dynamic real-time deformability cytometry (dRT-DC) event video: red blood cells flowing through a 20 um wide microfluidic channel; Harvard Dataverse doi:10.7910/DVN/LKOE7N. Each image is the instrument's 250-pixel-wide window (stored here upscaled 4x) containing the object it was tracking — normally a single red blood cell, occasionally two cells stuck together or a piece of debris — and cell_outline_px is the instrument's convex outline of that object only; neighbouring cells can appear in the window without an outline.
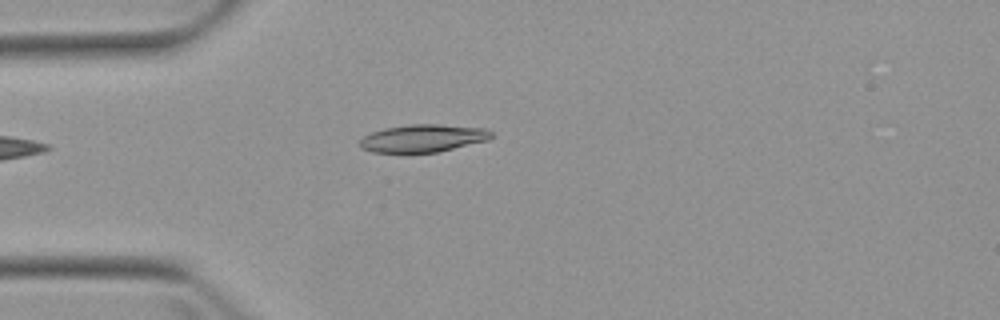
{"species": "Egyptian fruit bat (a non-hibernating species)", "species_latin": "Rousettus aegyptiacus", "temperature_condition": "warm", "stored_images_in_passage": 3, "camera_frame_rate_fps": 3000, "um_per_image_px": 0.085, "animal": {"sex": "female"}, "frame": {"image": 1, "passage_image": 2, "time_ms": 1.333, "image_size_px": [1000, 320], "cell_outline_px": [[492, 136], [488, 140], [436, 152], [372, 152], [360, 148], [360, 140], [364, 136], [372, 132], [384, 128], [408, 124], [440, 124], [484, 128], [492, 132]], "centroid_in_image_um": [35.93, 11.74], "position_along_channel_um": 49.1, "area_um2": 21.04}}